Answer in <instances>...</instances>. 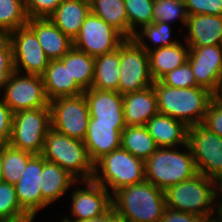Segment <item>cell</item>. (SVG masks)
I'll use <instances>...</instances> for the list:
<instances>
[{
  "mask_svg": "<svg viewBox=\"0 0 222 222\" xmlns=\"http://www.w3.org/2000/svg\"><path fill=\"white\" fill-rule=\"evenodd\" d=\"M115 219L121 222H159L166 208L164 191L145 180L112 194Z\"/></svg>",
  "mask_w": 222,
  "mask_h": 222,
  "instance_id": "1",
  "label": "cell"
},
{
  "mask_svg": "<svg viewBox=\"0 0 222 222\" xmlns=\"http://www.w3.org/2000/svg\"><path fill=\"white\" fill-rule=\"evenodd\" d=\"M158 113L184 122L188 127L202 124L215 95L203 87L173 88L160 80L152 84Z\"/></svg>",
  "mask_w": 222,
  "mask_h": 222,
  "instance_id": "2",
  "label": "cell"
},
{
  "mask_svg": "<svg viewBox=\"0 0 222 222\" xmlns=\"http://www.w3.org/2000/svg\"><path fill=\"white\" fill-rule=\"evenodd\" d=\"M196 174L198 171L188 144L179 147H159L145 161L146 180L163 191Z\"/></svg>",
  "mask_w": 222,
  "mask_h": 222,
  "instance_id": "3",
  "label": "cell"
},
{
  "mask_svg": "<svg viewBox=\"0 0 222 222\" xmlns=\"http://www.w3.org/2000/svg\"><path fill=\"white\" fill-rule=\"evenodd\" d=\"M219 186L217 181L198 173L164 191L166 207L202 217L212 216Z\"/></svg>",
  "mask_w": 222,
  "mask_h": 222,
  "instance_id": "4",
  "label": "cell"
},
{
  "mask_svg": "<svg viewBox=\"0 0 222 222\" xmlns=\"http://www.w3.org/2000/svg\"><path fill=\"white\" fill-rule=\"evenodd\" d=\"M46 161L58 164L77 180H91L94 163L83 141L66 136L50 128L45 136L41 154Z\"/></svg>",
  "mask_w": 222,
  "mask_h": 222,
  "instance_id": "5",
  "label": "cell"
},
{
  "mask_svg": "<svg viewBox=\"0 0 222 222\" xmlns=\"http://www.w3.org/2000/svg\"><path fill=\"white\" fill-rule=\"evenodd\" d=\"M92 180L113 194L121 187L145 181V162L120 147L94 163Z\"/></svg>",
  "mask_w": 222,
  "mask_h": 222,
  "instance_id": "6",
  "label": "cell"
},
{
  "mask_svg": "<svg viewBox=\"0 0 222 222\" xmlns=\"http://www.w3.org/2000/svg\"><path fill=\"white\" fill-rule=\"evenodd\" d=\"M51 128L50 108L27 109L13 113L9 145L13 148L42 154L47 131Z\"/></svg>",
  "mask_w": 222,
  "mask_h": 222,
  "instance_id": "7",
  "label": "cell"
},
{
  "mask_svg": "<svg viewBox=\"0 0 222 222\" xmlns=\"http://www.w3.org/2000/svg\"><path fill=\"white\" fill-rule=\"evenodd\" d=\"M187 144L198 173L222 184V137L197 124L189 127Z\"/></svg>",
  "mask_w": 222,
  "mask_h": 222,
  "instance_id": "8",
  "label": "cell"
},
{
  "mask_svg": "<svg viewBox=\"0 0 222 222\" xmlns=\"http://www.w3.org/2000/svg\"><path fill=\"white\" fill-rule=\"evenodd\" d=\"M119 69L118 93L121 95L141 91L154 83L148 53L134 39H126L120 45Z\"/></svg>",
  "mask_w": 222,
  "mask_h": 222,
  "instance_id": "9",
  "label": "cell"
},
{
  "mask_svg": "<svg viewBox=\"0 0 222 222\" xmlns=\"http://www.w3.org/2000/svg\"><path fill=\"white\" fill-rule=\"evenodd\" d=\"M49 108L51 128L71 138L84 141L90 119L84 93L53 99L49 103Z\"/></svg>",
  "mask_w": 222,
  "mask_h": 222,
  "instance_id": "10",
  "label": "cell"
},
{
  "mask_svg": "<svg viewBox=\"0 0 222 222\" xmlns=\"http://www.w3.org/2000/svg\"><path fill=\"white\" fill-rule=\"evenodd\" d=\"M0 92V97L13 113L49 107L50 101L45 93L43 78L39 75L14 71L4 82Z\"/></svg>",
  "mask_w": 222,
  "mask_h": 222,
  "instance_id": "11",
  "label": "cell"
},
{
  "mask_svg": "<svg viewBox=\"0 0 222 222\" xmlns=\"http://www.w3.org/2000/svg\"><path fill=\"white\" fill-rule=\"evenodd\" d=\"M71 190L70 211H68L71 215L63 216L67 221L99 217L113 208L112 194L92 179L78 180Z\"/></svg>",
  "mask_w": 222,
  "mask_h": 222,
  "instance_id": "12",
  "label": "cell"
},
{
  "mask_svg": "<svg viewBox=\"0 0 222 222\" xmlns=\"http://www.w3.org/2000/svg\"><path fill=\"white\" fill-rule=\"evenodd\" d=\"M12 47L14 70L22 74L42 76L49 64L35 32L28 26L7 34Z\"/></svg>",
  "mask_w": 222,
  "mask_h": 222,
  "instance_id": "13",
  "label": "cell"
},
{
  "mask_svg": "<svg viewBox=\"0 0 222 222\" xmlns=\"http://www.w3.org/2000/svg\"><path fill=\"white\" fill-rule=\"evenodd\" d=\"M125 40L119 31L90 12L73 40V47L89 56L97 57L114 51Z\"/></svg>",
  "mask_w": 222,
  "mask_h": 222,
  "instance_id": "14",
  "label": "cell"
},
{
  "mask_svg": "<svg viewBox=\"0 0 222 222\" xmlns=\"http://www.w3.org/2000/svg\"><path fill=\"white\" fill-rule=\"evenodd\" d=\"M187 62L199 87L222 95V45L190 48Z\"/></svg>",
  "mask_w": 222,
  "mask_h": 222,
  "instance_id": "15",
  "label": "cell"
},
{
  "mask_svg": "<svg viewBox=\"0 0 222 222\" xmlns=\"http://www.w3.org/2000/svg\"><path fill=\"white\" fill-rule=\"evenodd\" d=\"M43 156L34 154L27 163L20 180L14 185L19 205L32 218L36 219L42 210L41 175Z\"/></svg>",
  "mask_w": 222,
  "mask_h": 222,
  "instance_id": "16",
  "label": "cell"
},
{
  "mask_svg": "<svg viewBox=\"0 0 222 222\" xmlns=\"http://www.w3.org/2000/svg\"><path fill=\"white\" fill-rule=\"evenodd\" d=\"M125 127L126 124L96 123V120L90 117L83 142L93 163L121 147V133Z\"/></svg>",
  "mask_w": 222,
  "mask_h": 222,
  "instance_id": "17",
  "label": "cell"
},
{
  "mask_svg": "<svg viewBox=\"0 0 222 222\" xmlns=\"http://www.w3.org/2000/svg\"><path fill=\"white\" fill-rule=\"evenodd\" d=\"M89 115L96 123L125 124L123 95L117 91L90 88L84 91Z\"/></svg>",
  "mask_w": 222,
  "mask_h": 222,
  "instance_id": "18",
  "label": "cell"
},
{
  "mask_svg": "<svg viewBox=\"0 0 222 222\" xmlns=\"http://www.w3.org/2000/svg\"><path fill=\"white\" fill-rule=\"evenodd\" d=\"M182 39L189 48H200L208 45H222V16L189 15Z\"/></svg>",
  "mask_w": 222,
  "mask_h": 222,
  "instance_id": "19",
  "label": "cell"
},
{
  "mask_svg": "<svg viewBox=\"0 0 222 222\" xmlns=\"http://www.w3.org/2000/svg\"><path fill=\"white\" fill-rule=\"evenodd\" d=\"M42 78L49 101L58 97L77 96L84 93L74 78H71L68 69V52L61 59L50 60Z\"/></svg>",
  "mask_w": 222,
  "mask_h": 222,
  "instance_id": "20",
  "label": "cell"
},
{
  "mask_svg": "<svg viewBox=\"0 0 222 222\" xmlns=\"http://www.w3.org/2000/svg\"><path fill=\"white\" fill-rule=\"evenodd\" d=\"M27 25L35 32L49 60L61 59L73 47V40L49 18H31Z\"/></svg>",
  "mask_w": 222,
  "mask_h": 222,
  "instance_id": "21",
  "label": "cell"
},
{
  "mask_svg": "<svg viewBox=\"0 0 222 222\" xmlns=\"http://www.w3.org/2000/svg\"><path fill=\"white\" fill-rule=\"evenodd\" d=\"M78 180L58 164L48 162L43 157V171L41 175L42 210L56 203L61 197L71 191ZM47 207V208H46Z\"/></svg>",
  "mask_w": 222,
  "mask_h": 222,
  "instance_id": "22",
  "label": "cell"
},
{
  "mask_svg": "<svg viewBox=\"0 0 222 222\" xmlns=\"http://www.w3.org/2000/svg\"><path fill=\"white\" fill-rule=\"evenodd\" d=\"M158 147H179L187 144L189 127L182 121L157 113L145 124Z\"/></svg>",
  "mask_w": 222,
  "mask_h": 222,
  "instance_id": "23",
  "label": "cell"
},
{
  "mask_svg": "<svg viewBox=\"0 0 222 222\" xmlns=\"http://www.w3.org/2000/svg\"><path fill=\"white\" fill-rule=\"evenodd\" d=\"M123 109L126 126L145 125L158 113L153 86L123 95Z\"/></svg>",
  "mask_w": 222,
  "mask_h": 222,
  "instance_id": "24",
  "label": "cell"
},
{
  "mask_svg": "<svg viewBox=\"0 0 222 222\" xmlns=\"http://www.w3.org/2000/svg\"><path fill=\"white\" fill-rule=\"evenodd\" d=\"M189 51V46L181 36V41L175 45L160 47L148 52L153 80L159 81L168 72L185 64L188 61Z\"/></svg>",
  "mask_w": 222,
  "mask_h": 222,
  "instance_id": "25",
  "label": "cell"
},
{
  "mask_svg": "<svg viewBox=\"0 0 222 222\" xmlns=\"http://www.w3.org/2000/svg\"><path fill=\"white\" fill-rule=\"evenodd\" d=\"M90 12V2L88 1L63 0L49 19L65 35L74 40Z\"/></svg>",
  "mask_w": 222,
  "mask_h": 222,
  "instance_id": "26",
  "label": "cell"
},
{
  "mask_svg": "<svg viewBox=\"0 0 222 222\" xmlns=\"http://www.w3.org/2000/svg\"><path fill=\"white\" fill-rule=\"evenodd\" d=\"M120 46L112 52L94 57V77L91 88L118 92Z\"/></svg>",
  "mask_w": 222,
  "mask_h": 222,
  "instance_id": "27",
  "label": "cell"
},
{
  "mask_svg": "<svg viewBox=\"0 0 222 222\" xmlns=\"http://www.w3.org/2000/svg\"><path fill=\"white\" fill-rule=\"evenodd\" d=\"M121 147L144 162L159 148L145 125L126 126L121 133Z\"/></svg>",
  "mask_w": 222,
  "mask_h": 222,
  "instance_id": "28",
  "label": "cell"
},
{
  "mask_svg": "<svg viewBox=\"0 0 222 222\" xmlns=\"http://www.w3.org/2000/svg\"><path fill=\"white\" fill-rule=\"evenodd\" d=\"M174 27L169 23L153 22L144 25L134 34L133 39L148 53L160 47L175 45L180 42L181 39L177 40L175 36H172V31H175Z\"/></svg>",
  "mask_w": 222,
  "mask_h": 222,
  "instance_id": "29",
  "label": "cell"
},
{
  "mask_svg": "<svg viewBox=\"0 0 222 222\" xmlns=\"http://www.w3.org/2000/svg\"><path fill=\"white\" fill-rule=\"evenodd\" d=\"M90 9L128 39V16L124 0H91Z\"/></svg>",
  "mask_w": 222,
  "mask_h": 222,
  "instance_id": "30",
  "label": "cell"
},
{
  "mask_svg": "<svg viewBox=\"0 0 222 222\" xmlns=\"http://www.w3.org/2000/svg\"><path fill=\"white\" fill-rule=\"evenodd\" d=\"M68 69L71 78L84 90L92 86L94 77V57L74 47L68 51Z\"/></svg>",
  "mask_w": 222,
  "mask_h": 222,
  "instance_id": "31",
  "label": "cell"
},
{
  "mask_svg": "<svg viewBox=\"0 0 222 222\" xmlns=\"http://www.w3.org/2000/svg\"><path fill=\"white\" fill-rule=\"evenodd\" d=\"M34 154L13 148L9 144L2 146L3 181L15 185L21 178L28 160Z\"/></svg>",
  "mask_w": 222,
  "mask_h": 222,
  "instance_id": "32",
  "label": "cell"
},
{
  "mask_svg": "<svg viewBox=\"0 0 222 222\" xmlns=\"http://www.w3.org/2000/svg\"><path fill=\"white\" fill-rule=\"evenodd\" d=\"M189 14L184 0H154L153 22H164L171 25L179 21L180 28L185 29Z\"/></svg>",
  "mask_w": 222,
  "mask_h": 222,
  "instance_id": "33",
  "label": "cell"
},
{
  "mask_svg": "<svg viewBox=\"0 0 222 222\" xmlns=\"http://www.w3.org/2000/svg\"><path fill=\"white\" fill-rule=\"evenodd\" d=\"M27 22L24 0H0V34H8Z\"/></svg>",
  "mask_w": 222,
  "mask_h": 222,
  "instance_id": "34",
  "label": "cell"
},
{
  "mask_svg": "<svg viewBox=\"0 0 222 222\" xmlns=\"http://www.w3.org/2000/svg\"><path fill=\"white\" fill-rule=\"evenodd\" d=\"M128 16V39L144 25L153 23L154 0H124Z\"/></svg>",
  "mask_w": 222,
  "mask_h": 222,
  "instance_id": "35",
  "label": "cell"
},
{
  "mask_svg": "<svg viewBox=\"0 0 222 222\" xmlns=\"http://www.w3.org/2000/svg\"><path fill=\"white\" fill-rule=\"evenodd\" d=\"M30 217L19 205L15 186L0 182V221L18 220Z\"/></svg>",
  "mask_w": 222,
  "mask_h": 222,
  "instance_id": "36",
  "label": "cell"
},
{
  "mask_svg": "<svg viewBox=\"0 0 222 222\" xmlns=\"http://www.w3.org/2000/svg\"><path fill=\"white\" fill-rule=\"evenodd\" d=\"M160 81L173 88L198 87L191 66L188 62L165 74Z\"/></svg>",
  "mask_w": 222,
  "mask_h": 222,
  "instance_id": "37",
  "label": "cell"
},
{
  "mask_svg": "<svg viewBox=\"0 0 222 222\" xmlns=\"http://www.w3.org/2000/svg\"><path fill=\"white\" fill-rule=\"evenodd\" d=\"M12 47L7 34H0V90L14 72Z\"/></svg>",
  "mask_w": 222,
  "mask_h": 222,
  "instance_id": "38",
  "label": "cell"
},
{
  "mask_svg": "<svg viewBox=\"0 0 222 222\" xmlns=\"http://www.w3.org/2000/svg\"><path fill=\"white\" fill-rule=\"evenodd\" d=\"M28 19L49 18L63 0H24Z\"/></svg>",
  "mask_w": 222,
  "mask_h": 222,
  "instance_id": "39",
  "label": "cell"
},
{
  "mask_svg": "<svg viewBox=\"0 0 222 222\" xmlns=\"http://www.w3.org/2000/svg\"><path fill=\"white\" fill-rule=\"evenodd\" d=\"M202 125L222 137V96L211 100Z\"/></svg>",
  "mask_w": 222,
  "mask_h": 222,
  "instance_id": "40",
  "label": "cell"
},
{
  "mask_svg": "<svg viewBox=\"0 0 222 222\" xmlns=\"http://www.w3.org/2000/svg\"><path fill=\"white\" fill-rule=\"evenodd\" d=\"M189 15L222 16V0H184Z\"/></svg>",
  "mask_w": 222,
  "mask_h": 222,
  "instance_id": "41",
  "label": "cell"
},
{
  "mask_svg": "<svg viewBox=\"0 0 222 222\" xmlns=\"http://www.w3.org/2000/svg\"><path fill=\"white\" fill-rule=\"evenodd\" d=\"M13 112L0 97V146L7 145L12 131Z\"/></svg>",
  "mask_w": 222,
  "mask_h": 222,
  "instance_id": "42",
  "label": "cell"
},
{
  "mask_svg": "<svg viewBox=\"0 0 222 222\" xmlns=\"http://www.w3.org/2000/svg\"><path fill=\"white\" fill-rule=\"evenodd\" d=\"M205 217L165 208L159 222H204Z\"/></svg>",
  "mask_w": 222,
  "mask_h": 222,
  "instance_id": "43",
  "label": "cell"
},
{
  "mask_svg": "<svg viewBox=\"0 0 222 222\" xmlns=\"http://www.w3.org/2000/svg\"><path fill=\"white\" fill-rule=\"evenodd\" d=\"M115 219V214L113 208L106 214H103L99 217L90 218L87 220L79 221H69V222H112Z\"/></svg>",
  "mask_w": 222,
  "mask_h": 222,
  "instance_id": "44",
  "label": "cell"
},
{
  "mask_svg": "<svg viewBox=\"0 0 222 222\" xmlns=\"http://www.w3.org/2000/svg\"><path fill=\"white\" fill-rule=\"evenodd\" d=\"M214 215L222 221V184H220L216 192Z\"/></svg>",
  "mask_w": 222,
  "mask_h": 222,
  "instance_id": "45",
  "label": "cell"
},
{
  "mask_svg": "<svg viewBox=\"0 0 222 222\" xmlns=\"http://www.w3.org/2000/svg\"><path fill=\"white\" fill-rule=\"evenodd\" d=\"M204 222H222L220 219H218L215 215L205 217Z\"/></svg>",
  "mask_w": 222,
  "mask_h": 222,
  "instance_id": "46",
  "label": "cell"
},
{
  "mask_svg": "<svg viewBox=\"0 0 222 222\" xmlns=\"http://www.w3.org/2000/svg\"><path fill=\"white\" fill-rule=\"evenodd\" d=\"M3 181L2 176V146H0V182Z\"/></svg>",
  "mask_w": 222,
  "mask_h": 222,
  "instance_id": "47",
  "label": "cell"
},
{
  "mask_svg": "<svg viewBox=\"0 0 222 222\" xmlns=\"http://www.w3.org/2000/svg\"><path fill=\"white\" fill-rule=\"evenodd\" d=\"M33 218H23L18 220L0 221V222H30Z\"/></svg>",
  "mask_w": 222,
  "mask_h": 222,
  "instance_id": "48",
  "label": "cell"
},
{
  "mask_svg": "<svg viewBox=\"0 0 222 222\" xmlns=\"http://www.w3.org/2000/svg\"><path fill=\"white\" fill-rule=\"evenodd\" d=\"M59 222H69V221L65 220L63 217H60V221Z\"/></svg>",
  "mask_w": 222,
  "mask_h": 222,
  "instance_id": "49",
  "label": "cell"
},
{
  "mask_svg": "<svg viewBox=\"0 0 222 222\" xmlns=\"http://www.w3.org/2000/svg\"><path fill=\"white\" fill-rule=\"evenodd\" d=\"M112 222H121V221H119V220H117V219H114Z\"/></svg>",
  "mask_w": 222,
  "mask_h": 222,
  "instance_id": "50",
  "label": "cell"
}]
</instances>
